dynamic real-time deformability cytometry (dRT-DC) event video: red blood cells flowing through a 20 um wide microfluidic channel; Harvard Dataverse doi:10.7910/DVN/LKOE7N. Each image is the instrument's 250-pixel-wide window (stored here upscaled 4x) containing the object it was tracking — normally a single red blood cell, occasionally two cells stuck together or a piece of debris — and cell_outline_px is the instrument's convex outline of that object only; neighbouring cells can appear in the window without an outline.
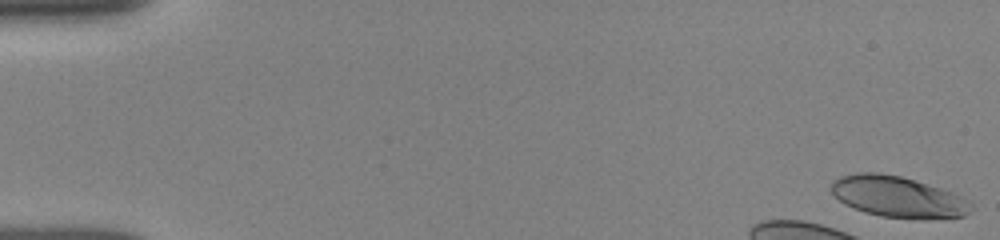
{"species": "human", "species_latin": "Homo sapiens", "temperature_condition": "room temperature", "stored_images_in_passage": 26, "camera_frame_rate_fps": 3000, "um_per_image_px": 0.085, "donor": {"sex": "female"}, "frame": {"image": 1, "passage_image": 1, "time_ms": 0.0, "image_size_px": [1000, 240], "cell_outline_px": [[972, 208], [964, 216], [924, 220], [916, 220], [880, 216], [864, 212], [844, 204], [832, 192], [832, 180], [840, 176], [856, 172], [876, 172], [900, 176], [940, 188], [952, 192], [972, 200]], "centroid_in_image_um": [76.35, 16.75], "position_along_channel_um": 8.6, "area_um2": 33.81}}